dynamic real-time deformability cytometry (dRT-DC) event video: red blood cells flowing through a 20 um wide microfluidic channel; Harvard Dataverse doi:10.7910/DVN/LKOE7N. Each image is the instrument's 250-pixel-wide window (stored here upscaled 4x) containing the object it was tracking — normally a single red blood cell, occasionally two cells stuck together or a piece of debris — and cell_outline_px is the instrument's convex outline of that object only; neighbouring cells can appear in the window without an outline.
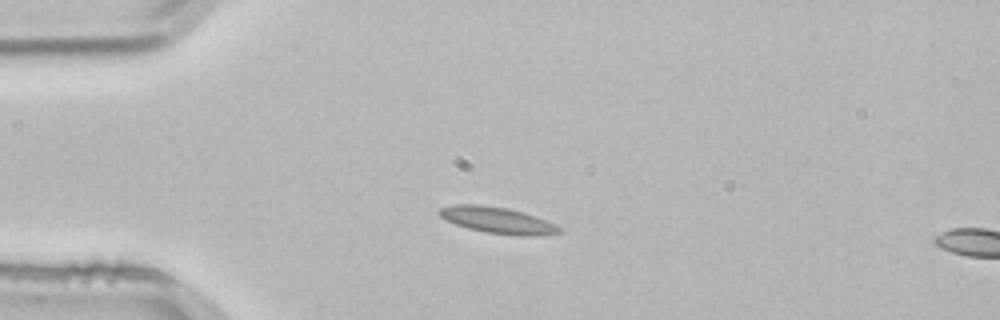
{"species": "common noctule bat (a hibernating species)", "species_latin": "Nyctalus noctula", "temperature_condition": "room temperature", "stored_images_in_passage": 4, "segment_of_instrument_passage": [1, 2], "camera_frame_rate_fps": 3000, "um_per_image_px": 0.085, "animal": {"sex": "male", "body_mass_g": 21.5, "forearm_length_mm": 52.0}, "frame": {"image": 1, "passage_image": 3, "time_ms": 0.667, "image_size_px": [1000, 320], "cell_outline_px": [[560, 232], [540, 236], [516, 236], [484, 232], [468, 228], [444, 220], [436, 212], [440, 208], [456, 204], [480, 204], [508, 208], [524, 212], [544, 220], [560, 228]], "centroid_in_image_um": [42.23, 18.72], "position_along_channel_um": 42.8, "area_um2": 18.44}}